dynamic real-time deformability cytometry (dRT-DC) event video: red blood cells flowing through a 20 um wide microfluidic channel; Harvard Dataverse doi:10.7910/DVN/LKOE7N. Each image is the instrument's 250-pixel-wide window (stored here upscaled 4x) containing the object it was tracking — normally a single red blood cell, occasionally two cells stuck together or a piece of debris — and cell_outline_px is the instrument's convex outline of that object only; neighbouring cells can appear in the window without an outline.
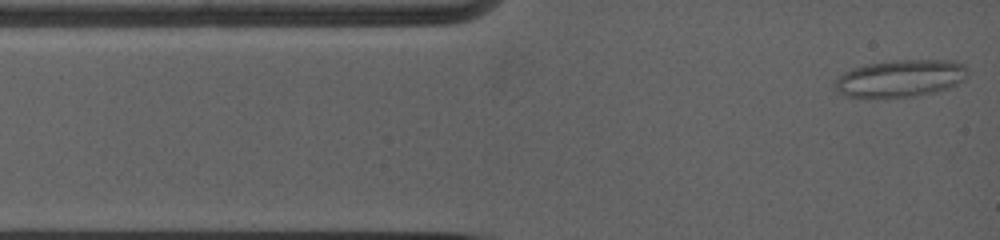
{"species": "common noctule bat (a hibernating species)", "species_latin": "Nyctalus noctula", "temperature_condition": "warm", "stored_images_in_passage": 44, "camera_frame_rate_fps": 5000, "um_per_image_px": 0.085, "animal": {"sex": "female", "body_mass_g": 19.0, "forearm_length_mm": 53.3}, "frame": {"image": 1, "passage_image": 1, "time_ms": 0.0, "image_size_px": [1000, 240], "cell_outline_px": [[968, 80], [940, 92], [912, 96], [844, 96], [836, 92], [832, 88], [836, 80], [844, 72], [852, 68], [868, 64], [892, 60], [952, 60], [964, 64]], "centroid_in_image_um": [76.58, 6.65], "position_along_channel_um": 8.4, "area_um2": 28.9}}
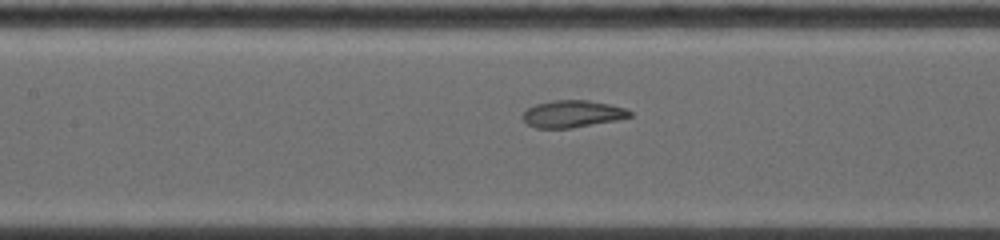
{"frame": {"image": 2, "passage_image": 22, "time_ms": 5.0, "image_size_px": [1000, 240], "cell_outline_px": [[632, 116], [616, 120], [572, 128], [536, 128], [528, 124], [520, 116], [528, 108], [536, 104], [552, 100], [588, 100], [608, 104], [624, 108], [632, 112]], "centroid_in_image_um": [48.63, 9.68], "position_along_channel_um": 158.8, "area_um2": 16.82}}
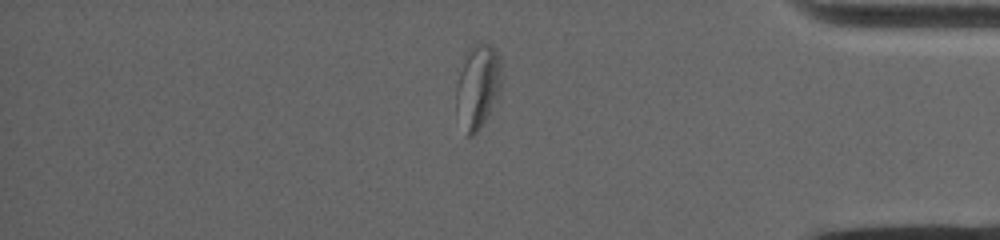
{"frame": {"image": 3, "passage_image": 39, "time_ms": 11.8, "image_size_px": [1000, 240], "cell_outline_px": [[500, 92], [484, 120], [476, 132], [472, 136], [468, 136], [456, 112], [456, 88], [460, 72], [468, 48], [480, 40], [488, 44], [496, 52], [500, 60]], "centroid_in_image_um": [40.59, 7.3], "position_along_channel_um": 394.6, "area_um2": 21.68}, "authors_computed_cell_mechanics": {"area_um2": 21.0103, "velocity_mm_per_s": 3.8815, "shape_relaxation_time_tau1_ms": null, "shape_relaxation_time_tau2_ms": 2.2131, "deformation_change_tau1": null, "deformation_change_tau2": 0.0522}}